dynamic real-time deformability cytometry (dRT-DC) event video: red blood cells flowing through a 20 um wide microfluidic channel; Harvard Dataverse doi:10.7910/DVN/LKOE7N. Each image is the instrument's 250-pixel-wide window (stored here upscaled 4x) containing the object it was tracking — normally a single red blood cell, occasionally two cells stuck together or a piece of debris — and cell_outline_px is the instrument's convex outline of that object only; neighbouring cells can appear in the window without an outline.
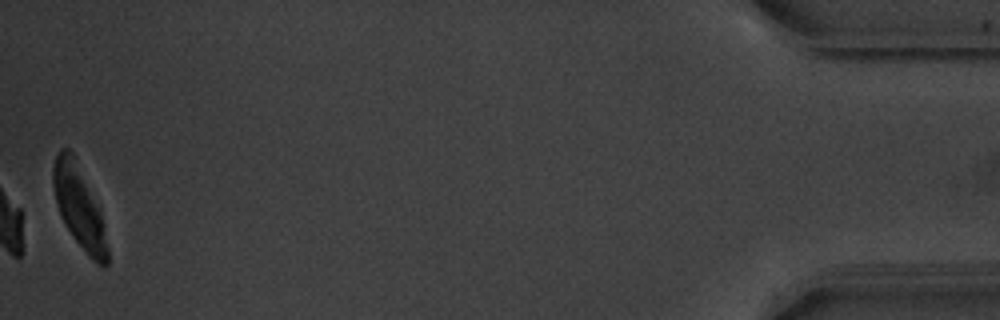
{"species": "common noctule bat (a hibernating species)", "species_latin": "Nyctalus noctula", "temperature_condition": "warm", "stored_images_in_passage": 51, "camera_frame_rate_fps": 3000, "um_per_image_px": 0.085, "animal": {"sex": "male", "body_mass_g": 20.1, "forearm_length_mm": 53.5}, "frame": {"image": 1, "passage_image": 51, "time_ms": 16.667, "image_size_px": [1000, 320], "cell_outline_px": [[108, 264], [104, 268], [96, 264], [88, 256], [64, 224], [56, 204], [52, 184], [52, 168], [56, 156], [60, 148], [68, 148], [72, 152], [100, 208], [104, 224], [108, 248]], "centroid_in_image_um": [6.73, 17.61], "position_along_channel_um": 428.5, "area_um2": 26.24}, "authors_computed_cell_mechanics": {"area_um2": 19.652, "velocity_mm_per_s": 3.7893, "shape_relaxation_time_tau1_ms": 2.2617, "shape_relaxation_time_tau2_ms": 3.5713, "deformation_change_tau1": 0.1273, "deformation_change_tau2": 0.0803}}